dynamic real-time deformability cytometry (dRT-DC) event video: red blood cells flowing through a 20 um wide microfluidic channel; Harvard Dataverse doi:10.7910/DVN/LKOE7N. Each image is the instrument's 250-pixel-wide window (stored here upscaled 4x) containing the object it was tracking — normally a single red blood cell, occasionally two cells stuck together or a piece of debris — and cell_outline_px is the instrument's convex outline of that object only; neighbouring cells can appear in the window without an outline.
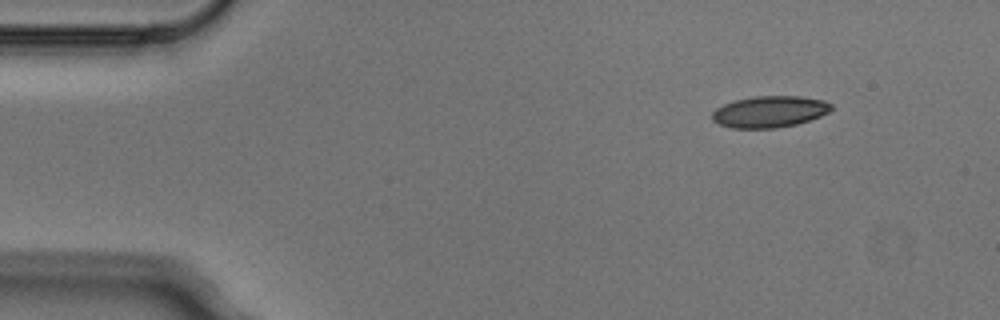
{"species": "Egyptian fruit bat (a non-hibernating species)", "species_latin": "Rousettus aegyptiacus", "temperature_condition": "cold", "stored_images_in_passage": 4, "camera_frame_rate_fps": 3000, "um_per_image_px": 0.085, "animal": {"sex": "male"}, "frame": {"image": 1, "passage_image": 1, "time_ms": 0.0, "image_size_px": [1000, 320], "cell_outline_px": [[832, 108], [828, 112], [820, 116], [796, 124], [776, 128], [732, 128], [720, 124], [712, 120], [712, 112], [716, 108], [724, 104], [736, 100], [756, 96], [800, 96], [824, 100], [832, 104]], "centroid_in_image_um": [65.41, 9.49], "position_along_channel_um": 19.6, "area_um2": 21.73}}
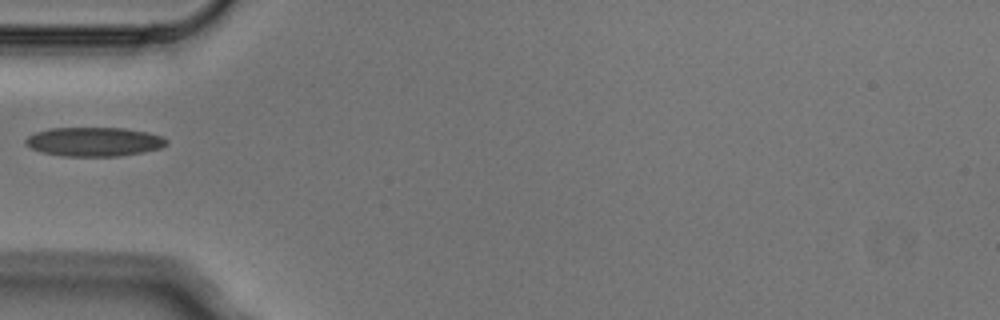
{"frame": {"image": 2, "passage_image": 4, "time_ms": 1.0, "image_size_px": [1000, 320], "cell_outline_px": [[168, 144], [160, 148], [144, 152], [120, 156], [64, 156], [44, 152], [32, 148], [24, 144], [24, 140], [28, 136], [36, 132], [48, 128], [124, 128], [148, 132], [160, 136], [168, 140]], "centroid_in_image_um": [8.01, 12.04], "position_along_channel_um": 77.0, "area_um2": 23.87}}